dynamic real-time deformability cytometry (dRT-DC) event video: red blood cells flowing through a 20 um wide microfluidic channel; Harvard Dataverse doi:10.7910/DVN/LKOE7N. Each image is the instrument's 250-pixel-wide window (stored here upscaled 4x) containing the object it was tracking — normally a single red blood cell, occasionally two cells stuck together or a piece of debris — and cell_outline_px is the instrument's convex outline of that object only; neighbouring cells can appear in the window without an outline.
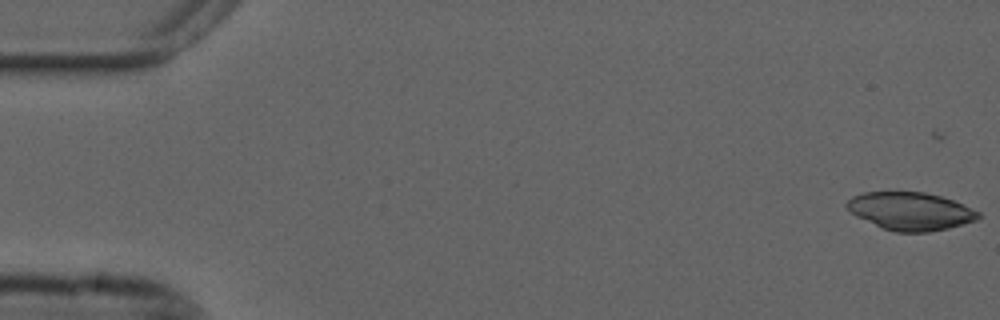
{"species": "common noctule bat (a hibernating species)", "species_latin": "Nyctalus noctula", "temperature_condition": "cold", "stored_images_in_passage": 19, "camera_frame_rate_fps": 3000, "um_per_image_px": 0.085, "animal": {"sex": "male", "forearm_length_mm": 52.5}, "frame": {"image": 1, "passage_image": 1, "time_ms": 0.0, "image_size_px": [1000, 320], "cell_outline_px": [[980, 216], [976, 220], [948, 228], [928, 232], [896, 232], [884, 228], [856, 216], [844, 204], [852, 196], [864, 192], [924, 192], [940, 196], [952, 200], [980, 212]], "centroid_in_image_um": [77.38, 17.94], "position_along_channel_um": 7.6, "area_um2": 28.67}}